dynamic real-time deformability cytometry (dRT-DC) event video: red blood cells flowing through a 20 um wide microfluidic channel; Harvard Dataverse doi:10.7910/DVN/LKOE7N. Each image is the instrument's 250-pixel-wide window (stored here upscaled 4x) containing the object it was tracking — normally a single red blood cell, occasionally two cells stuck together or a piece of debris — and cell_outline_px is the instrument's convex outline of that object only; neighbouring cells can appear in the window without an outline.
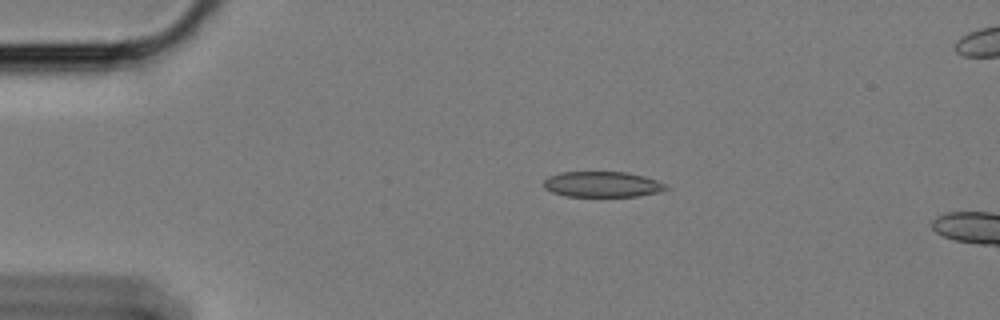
{"species": "Egyptian fruit bat (a non-hibernating species)", "species_latin": "Rousettus aegyptiacus", "temperature_condition": "cold", "stored_images_in_passage": 15, "camera_frame_rate_fps": 3000, "um_per_image_px": 0.085, "animal": {"sex": "female"}, "frame": {"image": 1, "passage_image": 11, "time_ms": 3.333, "image_size_px": [1000, 320], "cell_outline_px": [[668, 188], [660, 192], [636, 196], [564, 196], [552, 192], [544, 188], [544, 180], [548, 176], [560, 172], [624, 172], [644, 176], [656, 180], [664, 184]], "centroid_in_image_um": [51.16, 15.67], "position_along_channel_um": 33.8, "area_um2": 18.15}}